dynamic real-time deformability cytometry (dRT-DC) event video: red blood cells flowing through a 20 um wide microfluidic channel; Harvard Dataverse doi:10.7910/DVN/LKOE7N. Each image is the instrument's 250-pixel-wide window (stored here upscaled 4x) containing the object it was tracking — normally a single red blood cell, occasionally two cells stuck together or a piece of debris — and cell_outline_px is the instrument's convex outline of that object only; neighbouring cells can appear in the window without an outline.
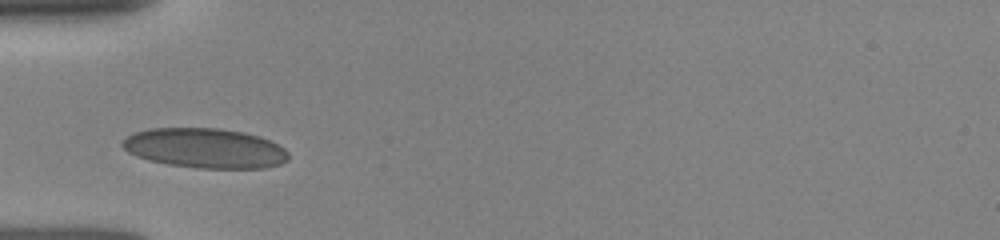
{"species": "human", "species_latin": "Homo sapiens", "temperature_condition": "room temperature", "stored_images_in_passage": 6, "camera_frame_rate_fps": 3000, "um_per_image_px": 0.085, "donor": {"sex": "female"}, "frame": {"image": 1, "passage_image": 1, "time_ms": 0.0, "image_size_px": [1000, 240], "cell_outline_px": [[288, 160], [280, 164], [264, 168], [196, 168], [168, 164], [148, 160], [136, 156], [128, 152], [120, 144], [128, 136], [136, 132], [148, 128], [220, 128], [244, 132], [260, 136], [284, 148], [288, 152]], "centroid_in_image_um": [17.42, 12.59], "position_along_channel_um": 67.6, "area_um2": 38.55}}
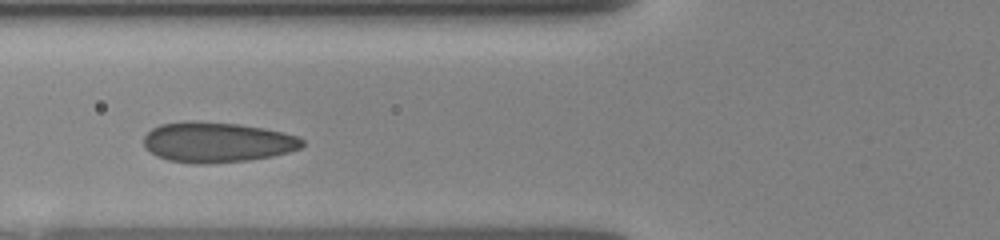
{"frame": {"image": 2, "passage_image": 3, "time_ms": 1.0, "image_size_px": [1000, 240], "cell_outline_px": [[304, 144], [300, 148], [288, 152], [272, 156], [248, 160], [208, 164], [192, 164], [168, 160], [156, 156], [144, 148], [144, 136], [152, 128], [160, 124], [192, 120], [240, 124], [264, 128], [296, 136], [304, 140]], "centroid_in_image_um": [18.41, 12.09], "position_along_channel_um": 107.4, "area_um2": 37.4}}
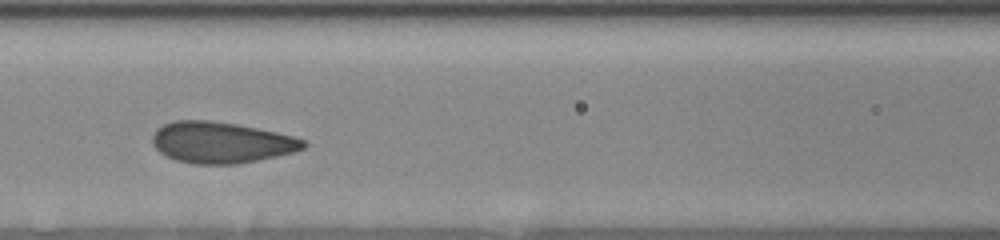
{"frame": {"image": 3, "passage_image": 5, "time_ms": 2.0, "image_size_px": [1000, 240], "cell_outline_px": [[308, 144], [304, 148], [292, 152], [276, 156], [240, 164], [192, 164], [176, 160], [160, 152], [152, 144], [152, 136], [156, 128], [164, 124], [176, 120], [208, 120], [236, 124], [276, 132], [292, 136], [304, 140]], "centroid_in_image_um": [18.77, 12.11], "position_along_channel_um": 147.8, "area_um2": 36.18}}